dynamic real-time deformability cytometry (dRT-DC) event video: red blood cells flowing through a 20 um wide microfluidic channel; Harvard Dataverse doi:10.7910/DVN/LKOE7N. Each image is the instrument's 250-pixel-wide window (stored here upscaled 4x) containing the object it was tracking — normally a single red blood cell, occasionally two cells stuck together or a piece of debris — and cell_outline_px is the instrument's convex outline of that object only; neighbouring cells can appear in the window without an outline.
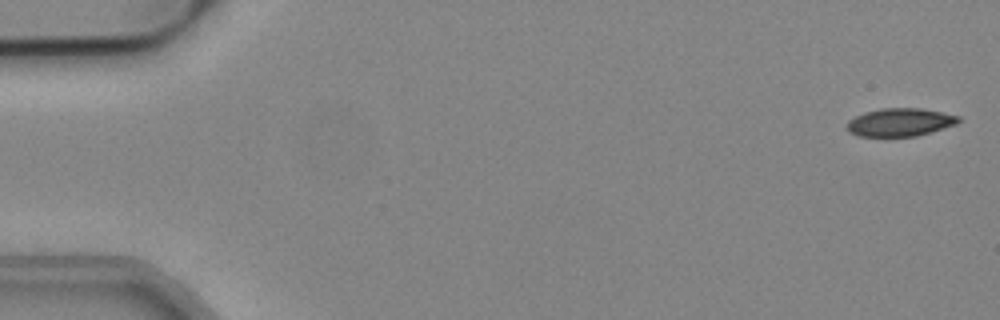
{"species": "common noctule bat (a hibernating species)", "species_latin": "Nyctalus noctula", "temperature_condition": "cold", "stored_images_in_passage": 48, "camera_frame_rate_fps": 3000, "um_per_image_px": 0.085, "animal": {"sex": "male", "body_mass_g": 19.2, "forearm_length_mm": 51.8}, "frame": {"image": 1, "passage_image": 2, "time_ms": 0.333, "image_size_px": [1000, 320], "cell_outline_px": [[960, 120], [956, 124], [916, 136], [856, 136], [848, 132], [844, 124], [848, 120], [864, 112], [884, 108], [920, 108], [960, 116]], "centroid_in_image_um": [76.43, 10.39], "position_along_channel_um": 8.6, "area_um2": 18.21}}
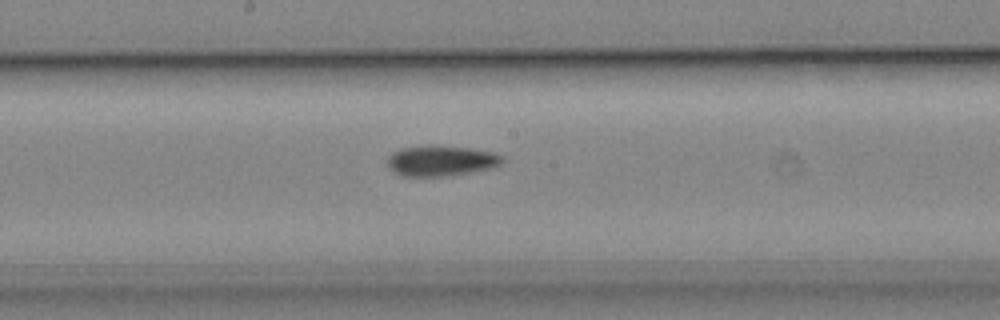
{"frame": {"image": 2, "passage_image": 29, "time_ms": 9.333, "image_size_px": [1000, 320], "cell_outline_px": [[504, 164], [492, 168], [472, 172], [444, 176], [404, 176], [388, 168], [388, 156], [392, 152], [400, 148], [428, 144], [436, 144], [468, 148], [496, 152], [504, 160]], "centroid_in_image_um": [37.5, 13.64], "position_along_channel_um": 210.7, "area_um2": 20.81}}
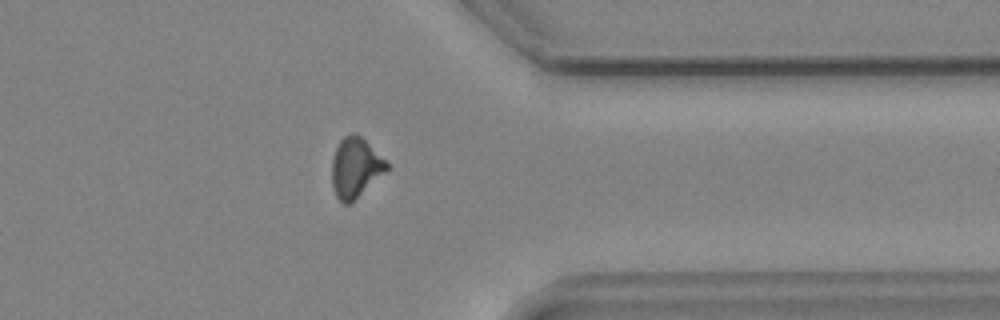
{"frame": {"image": 3, "passage_image": 43, "time_ms": 14.0, "image_size_px": [1000, 320], "cell_outline_px": [[388, 168], [384, 172], [348, 204], [344, 204], [336, 196], [332, 184], [332, 156], [340, 140], [344, 136], [352, 132], [356, 132], [388, 164]], "centroid_in_image_um": [30.15, 14.21], "position_along_channel_um": 381.2, "area_um2": 18.44}}